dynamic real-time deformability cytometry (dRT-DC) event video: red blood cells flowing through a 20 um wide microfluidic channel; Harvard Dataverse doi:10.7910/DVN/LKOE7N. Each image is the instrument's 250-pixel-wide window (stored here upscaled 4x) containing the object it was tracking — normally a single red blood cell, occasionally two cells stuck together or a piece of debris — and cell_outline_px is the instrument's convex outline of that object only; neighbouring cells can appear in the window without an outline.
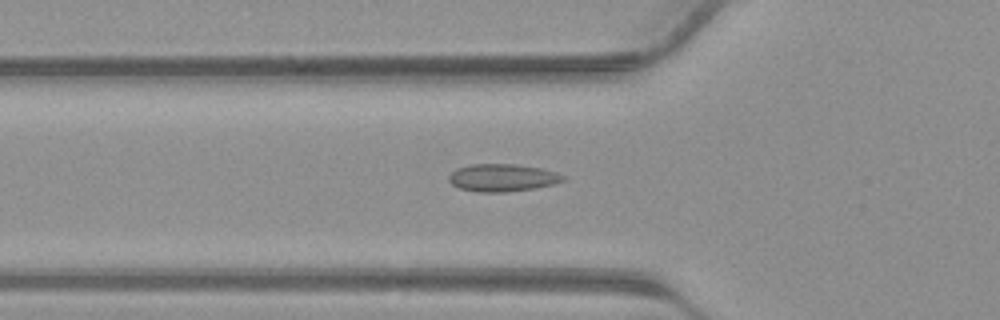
{"species": "common noctule bat (a hibernating species)", "species_latin": "Nyctalus noctula", "temperature_condition": "warm", "stored_images_in_passage": 39, "camera_frame_rate_fps": 3000, "um_per_image_px": 0.085, "animal": {"sex": "male", "body_mass_g": 23.1, "forearm_length_mm": 52.7}, "frame": {"image": 1, "passage_image": 13, "time_ms": 4.0, "image_size_px": [1000, 320], "cell_outline_px": [[568, 176], [564, 180], [552, 184], [532, 188], [508, 192], [476, 192], [460, 188], [452, 184], [448, 180], [448, 176], [456, 168], [472, 164], [516, 164], [540, 168], [556, 172]], "centroid_in_image_um": [42.69, 15.1], "position_along_channel_um": 83.1, "area_um2": 18.32}}
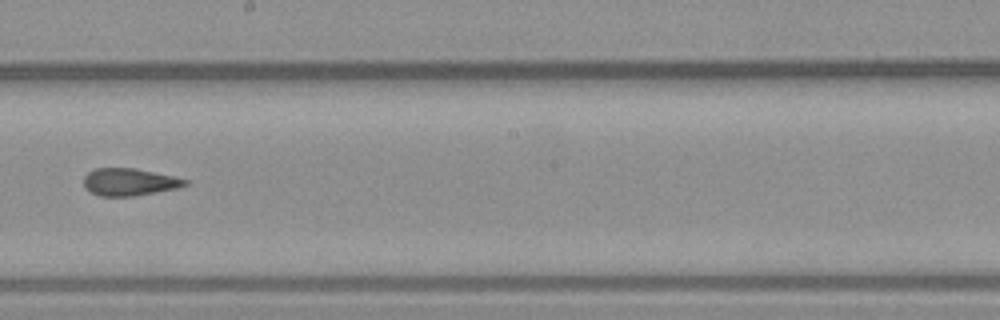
{"frame": {"image": 2, "passage_image": 22, "time_ms": 7.0, "image_size_px": [1000, 320], "cell_outline_px": [[188, 184], [180, 188], [132, 196], [100, 196], [84, 188], [84, 176], [88, 172], [96, 168], [132, 168], [172, 176], [188, 180]], "centroid_in_image_um": [10.98, 15.47], "position_along_channel_um": 237.2, "area_um2": 16.01}}
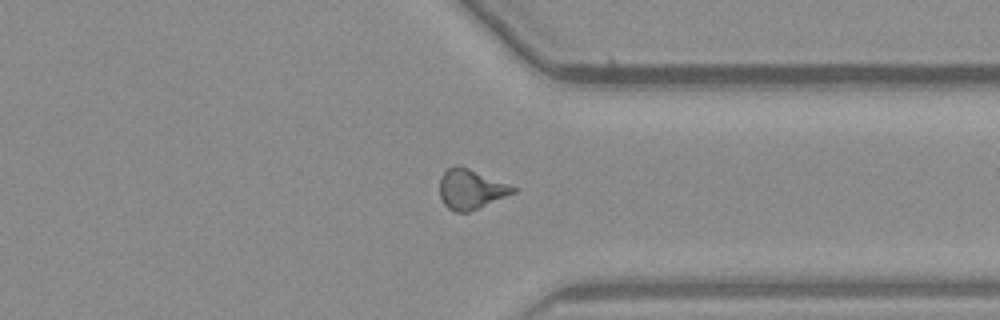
{"frame": {"image": 3, "passage_image": 30, "time_ms": 9.667, "image_size_px": [1000, 320], "cell_outline_px": [[520, 188], [516, 192], [468, 212], [456, 212], [448, 208], [444, 204], [440, 196], [440, 176], [452, 164], [460, 164]], "centroid_in_image_um": [40.03, 16.04], "position_along_channel_um": 371.4, "area_um2": 17.28}}